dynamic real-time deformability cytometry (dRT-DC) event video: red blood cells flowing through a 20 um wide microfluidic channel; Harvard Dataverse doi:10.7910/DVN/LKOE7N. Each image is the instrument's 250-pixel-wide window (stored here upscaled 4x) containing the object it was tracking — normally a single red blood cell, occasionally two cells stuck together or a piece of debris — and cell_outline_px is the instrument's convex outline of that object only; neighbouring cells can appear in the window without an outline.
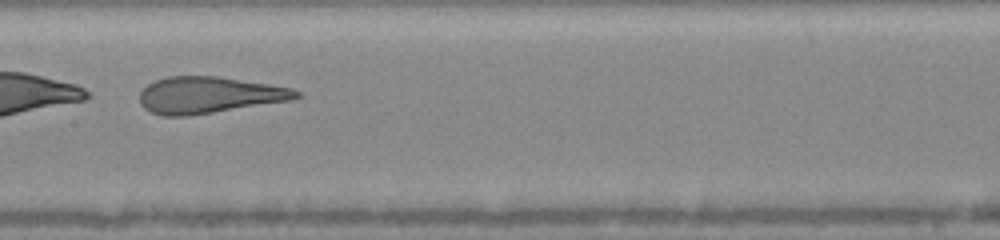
{"species": "human", "species_latin": "Homo sapiens", "temperature_condition": "warm", "stored_images_in_passage": 39, "camera_frame_rate_fps": 3000, "um_per_image_px": 0.085, "donor": {"sex": "female"}, "frame": {"image": 1, "passage_image": 17, "time_ms": 5.333, "image_size_px": [1000, 240], "cell_outline_px": [[300, 96], [292, 100], [188, 116], [164, 116], [152, 112], [144, 108], [140, 104], [140, 92], [148, 84], [156, 80], [168, 76], [216, 76], [268, 84], [292, 88], [300, 92]], "centroid_in_image_um": [17.75, 8.08], "position_along_channel_um": 189.7, "area_um2": 33.12}}
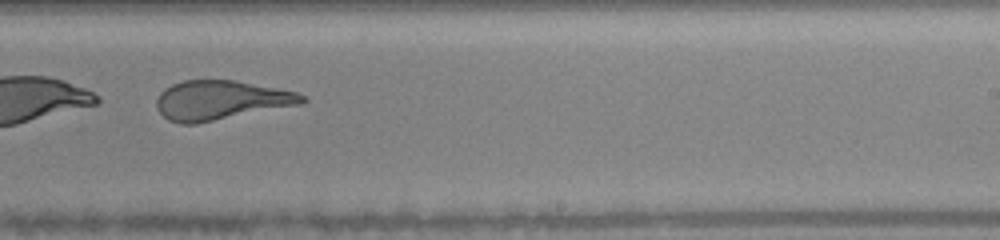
{"frame": {"image": 2, "passage_image": 23, "time_ms": 7.333, "image_size_px": [1000, 240], "cell_outline_px": [[308, 100], [304, 104], [196, 124], [180, 124], [168, 120], [156, 108], [156, 100], [160, 92], [164, 88], [172, 84], [184, 80], [236, 80], [296, 92], [304, 96]], "centroid_in_image_um": [18.77, 8.53], "position_along_channel_um": 270.2, "area_um2": 33.64}, "authors_computed_cell_mechanics": {"area_um2": 35.547, "velocity_mm_per_s": 4.051, "shape_relaxation_time_tau1_ms": 2.8924, "shape_relaxation_time_tau2_ms": 1.2562, "deformation_change_tau1": 0.3164, "deformation_change_tau2": 0.1239}}